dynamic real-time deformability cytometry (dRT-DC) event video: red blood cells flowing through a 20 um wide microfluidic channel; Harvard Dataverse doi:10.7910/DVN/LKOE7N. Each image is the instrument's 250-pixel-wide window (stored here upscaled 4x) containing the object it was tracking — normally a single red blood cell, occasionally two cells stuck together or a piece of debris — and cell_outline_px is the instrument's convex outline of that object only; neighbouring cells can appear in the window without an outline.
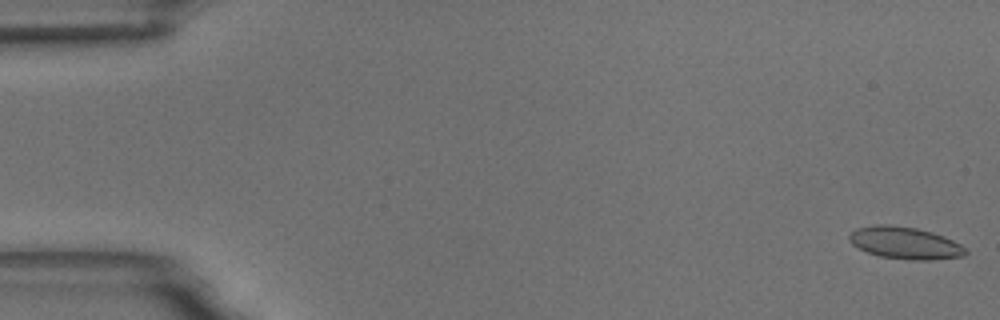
{"species": "common noctule bat (a hibernating species)", "species_latin": "Nyctalus noctula", "temperature_condition": "room temperature", "stored_images_in_passage": 55, "camera_frame_rate_fps": 3000, "um_per_image_px": 0.085, "animal": {"sex": "male", "body_mass_g": 18.8}, "frame": {"image": 1, "passage_image": 1, "time_ms": 0.0, "image_size_px": [1000, 320], "cell_outline_px": [[968, 252], [964, 256], [928, 260], [908, 260], [880, 256], [868, 252], [852, 244], [848, 240], [848, 236], [856, 228], [872, 224], [888, 224], [916, 228], [932, 232], [944, 236], [960, 244]], "centroid_in_image_um": [76.9, 20.64], "position_along_channel_um": 8.1, "area_um2": 21.79}}
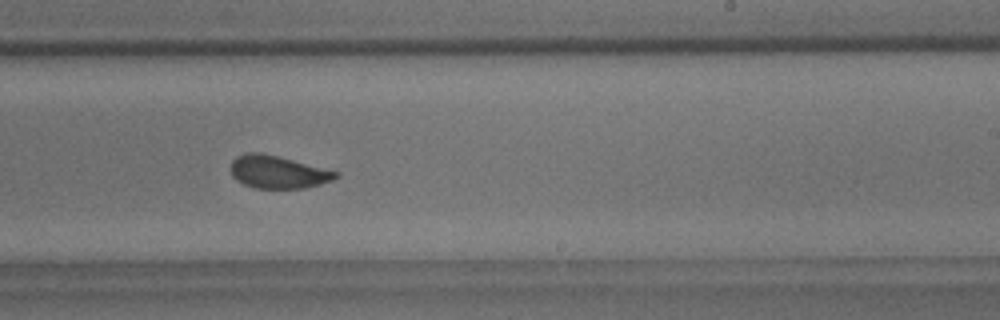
{"frame": {"image": 2, "passage_image": 34, "time_ms": 11.0, "image_size_px": [1000, 320], "cell_outline_px": [[340, 176], [332, 180], [320, 184], [304, 188], [256, 188], [244, 184], [236, 180], [232, 176], [232, 160], [236, 156], [248, 152], [260, 152], [340, 172]], "centroid_in_image_um": [23.62, 14.62], "position_along_channel_um": 265.4, "area_um2": 19.83}}
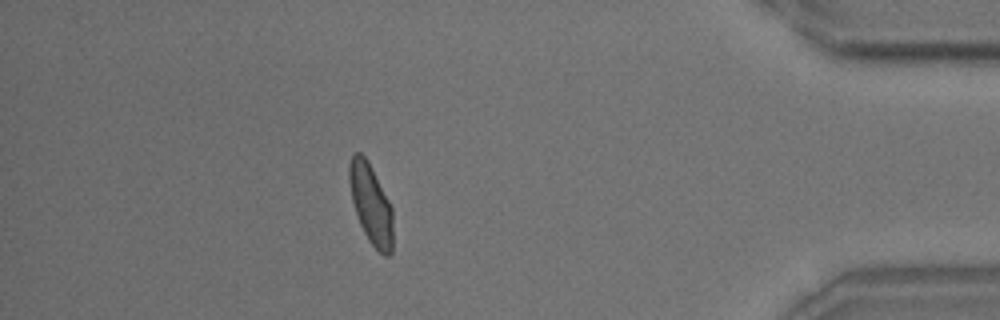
{"frame": {"image": 3, "passage_image": 49, "time_ms": 16.0, "image_size_px": [1000, 320], "cell_outline_px": [[392, 252], [388, 256], [384, 256], [368, 240], [360, 224], [352, 200], [348, 180], [348, 164], [352, 152], [360, 152], [368, 160], [392, 208]], "centroid_in_image_um": [31.5, 17.3], "position_along_channel_um": 403.7, "area_um2": 20.29}, "authors_computed_cell_mechanics": {"area_um2": 20.9236, "velocity_mm_per_s": 3.6421, "shape_relaxation_time_tau1_ms": 6.6099, "shape_relaxation_time_tau2_ms": 0.7734, "deformation_change_tau1": 0.1332, "deformation_change_tau2": 0.0454}}